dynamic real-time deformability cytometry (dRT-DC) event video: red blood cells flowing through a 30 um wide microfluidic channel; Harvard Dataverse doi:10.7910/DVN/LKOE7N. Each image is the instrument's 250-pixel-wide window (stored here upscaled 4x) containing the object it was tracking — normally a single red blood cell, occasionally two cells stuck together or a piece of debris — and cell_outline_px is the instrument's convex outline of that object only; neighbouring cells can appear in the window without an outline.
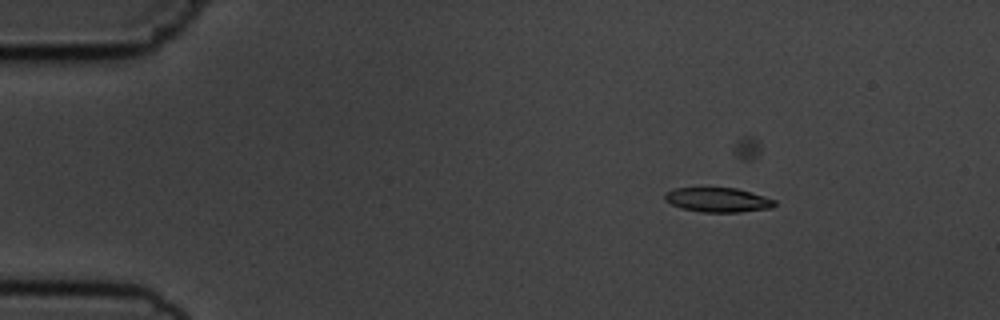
{"species": "common noctule bat (a hibernating species)", "species_latin": "Nyctalus noctula", "temperature_condition": "cold", "stored_images_in_passage": 5, "camera_frame_rate_fps": 3000, "um_per_image_px": 0.085, "animal": {"sex": "male", "body_mass_g": 19.5, "forearm_length_mm": 54.6}, "frame": {"image": 1, "passage_image": 2, "time_ms": 1.333, "image_size_px": [1000, 320], "cell_outline_px": [[776, 204], [772, 208], [740, 212], [704, 212], [680, 208], [664, 200], [664, 192], [676, 188], [736, 188], [752, 192], [776, 200]], "centroid_in_image_um": [61.02, 16.99], "position_along_channel_um": 24.0, "area_um2": 15.72}}
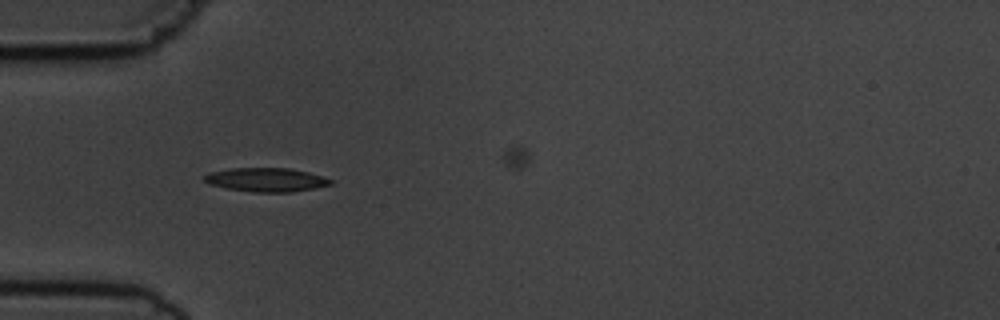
{"frame": {"image": 2, "passage_image": 4, "time_ms": 4.333, "image_size_px": [1000, 320], "cell_outline_px": [[332, 184], [316, 188], [292, 192], [252, 192], [228, 188], [212, 184], [204, 180], [204, 176], [208, 172], [232, 168], [288, 168], [308, 172], [324, 176], [332, 180]], "centroid_in_image_um": [22.67, 15.27], "position_along_channel_um": 62.3, "area_um2": 17.46}}
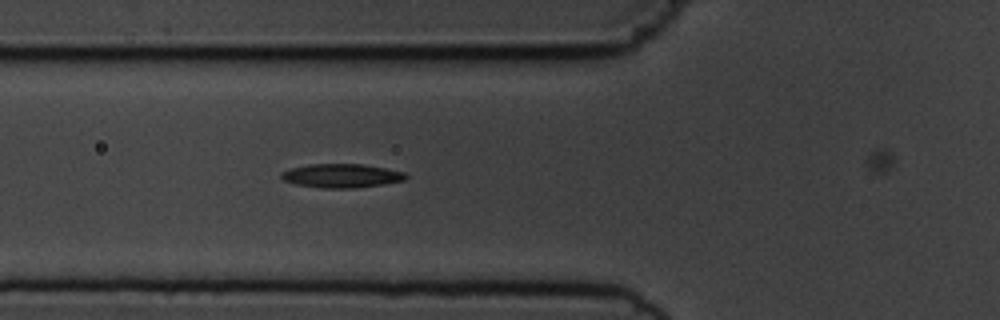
{"frame": {"image": 3, "passage_image": 5, "time_ms": 5.333, "image_size_px": [1000, 320], "cell_outline_px": [[408, 176], [404, 180], [356, 188], [324, 188], [296, 184], [284, 180], [280, 176], [280, 172], [292, 168], [308, 164], [364, 164], [404, 172]], "centroid_in_image_um": [29.0, 14.93], "position_along_channel_um": 96.8, "area_um2": 17.11}}